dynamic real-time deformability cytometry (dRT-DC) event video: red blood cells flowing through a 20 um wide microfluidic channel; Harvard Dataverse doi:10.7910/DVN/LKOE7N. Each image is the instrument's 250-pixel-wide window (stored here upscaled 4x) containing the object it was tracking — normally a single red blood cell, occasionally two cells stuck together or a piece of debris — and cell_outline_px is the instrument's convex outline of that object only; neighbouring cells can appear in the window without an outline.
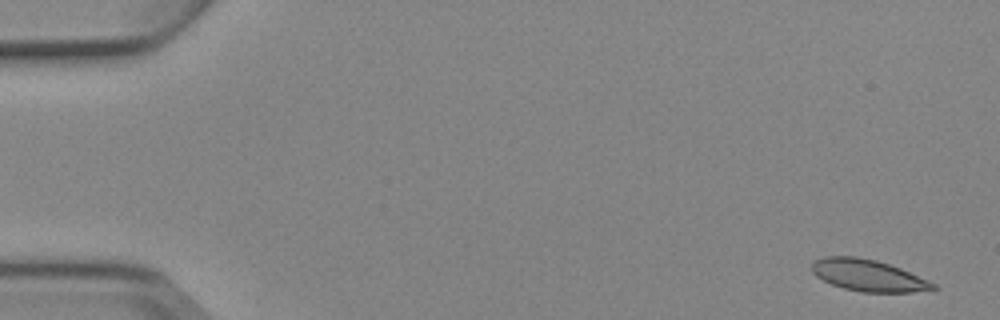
{"species": "Egyptian fruit bat (a non-hibernating species)", "species_latin": "Rousettus aegyptiacus", "temperature_condition": "cold", "stored_images_in_passage": 5, "camera_frame_rate_fps": 3000, "um_per_image_px": 0.085, "animal": {"sex": "female"}, "frame": {"image": 1, "passage_image": 1, "time_ms": 0.0, "image_size_px": [1000, 320], "cell_outline_px": [[940, 288], [912, 292], [860, 292], [844, 288], [832, 284], [816, 276], [812, 272], [812, 264], [816, 260], [824, 256], [856, 256], [876, 260], [900, 268], [928, 280], [936, 284]], "centroid_in_image_um": [73.8, 23.41], "position_along_channel_um": 11.2, "area_um2": 22.25}}
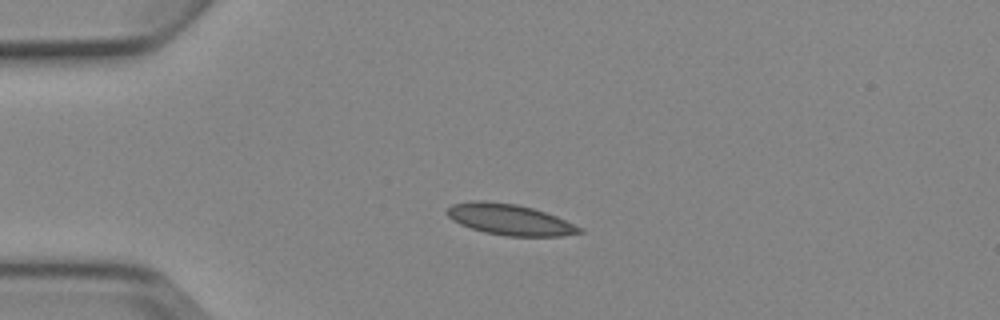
{"frame": {"image": 2, "passage_image": 4, "time_ms": 3.667, "image_size_px": [1000, 320], "cell_outline_px": [[584, 232], [560, 236], [508, 236], [484, 232], [460, 224], [452, 220], [444, 212], [452, 204], [472, 200], [484, 200], [516, 204], [532, 208], [556, 216], [584, 228]], "centroid_in_image_um": [43.31, 18.65], "position_along_channel_um": 41.7, "area_um2": 23.93}}